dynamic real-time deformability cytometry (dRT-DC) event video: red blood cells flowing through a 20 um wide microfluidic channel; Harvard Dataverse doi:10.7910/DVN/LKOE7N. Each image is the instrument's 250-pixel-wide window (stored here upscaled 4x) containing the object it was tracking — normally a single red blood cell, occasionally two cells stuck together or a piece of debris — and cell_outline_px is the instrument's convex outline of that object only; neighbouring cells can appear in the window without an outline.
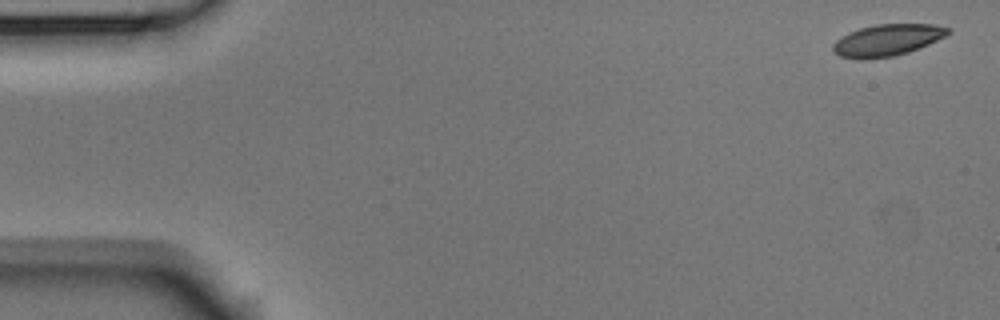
{"species": "Egyptian fruit bat (a non-hibernating species)", "species_latin": "Rousettus aegyptiacus", "temperature_condition": "room temperature", "stored_images_in_passage": 4, "camera_frame_rate_fps": 3000, "um_per_image_px": 0.085, "animal": {"sex": "male"}, "frame": {"image": 1, "passage_image": 1, "time_ms": 0.0, "image_size_px": [1000, 320], "cell_outline_px": [[952, 32], [928, 44], [908, 52], [892, 56], [864, 60], [860, 60], [840, 56], [832, 52], [832, 44], [836, 40], [848, 32], [860, 28], [876, 24], [932, 24], [948, 28]], "centroid_in_image_um": [75.35, 3.42], "position_along_channel_um": 9.6, "area_um2": 21.21}}